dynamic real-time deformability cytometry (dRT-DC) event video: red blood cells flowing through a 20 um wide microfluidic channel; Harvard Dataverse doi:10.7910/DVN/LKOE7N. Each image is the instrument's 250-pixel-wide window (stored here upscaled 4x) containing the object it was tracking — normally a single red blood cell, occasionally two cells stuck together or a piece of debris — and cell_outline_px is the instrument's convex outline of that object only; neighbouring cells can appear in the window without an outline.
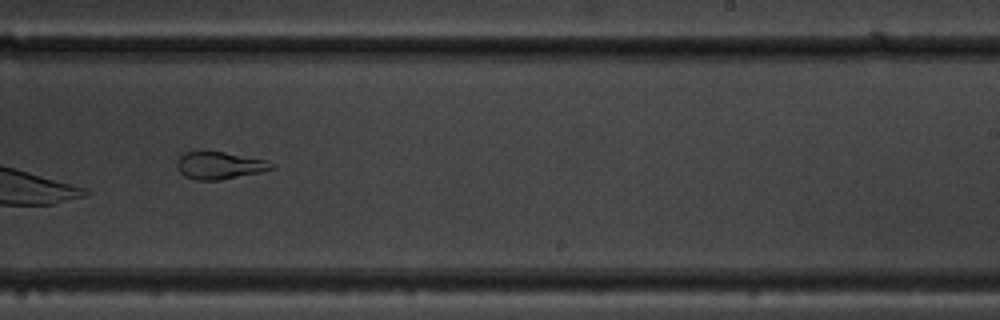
{"species": "common noctule bat (a hibernating species)", "species_latin": "Nyctalus noctula", "temperature_condition": "warm", "stored_images_in_passage": 9, "segment_of_instrument_passage": [2, 2], "camera_frame_rate_fps": 3000, "um_per_image_px": 0.085, "animal": {"sex": "male", "body_mass_g": 19.5, "forearm_length_mm": 54.6}, "frame": {"image": 1, "passage_image": 8, "time_ms": 2.333, "image_size_px": [1000, 320], "cell_outline_px": [[276, 168], [264, 172], [220, 180], [196, 180], [184, 176], [180, 172], [176, 164], [176, 160], [184, 152], [224, 152], [268, 160], [276, 164]], "centroid_in_image_um": [18.72, 14.07], "position_along_channel_um": 270.3, "area_um2": 15.32}}